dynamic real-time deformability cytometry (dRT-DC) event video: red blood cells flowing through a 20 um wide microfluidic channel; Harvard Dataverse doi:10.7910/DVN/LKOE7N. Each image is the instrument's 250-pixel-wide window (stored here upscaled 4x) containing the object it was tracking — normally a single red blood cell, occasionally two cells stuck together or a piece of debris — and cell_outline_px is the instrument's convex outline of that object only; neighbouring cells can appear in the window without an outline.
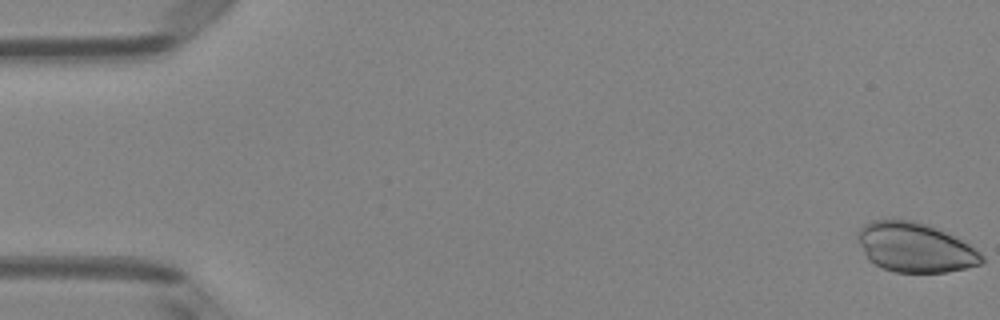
{"species": "Egyptian fruit bat (a non-hibernating species)", "species_latin": "Rousettus aegyptiacus", "temperature_condition": "room temperature", "stored_images_in_passage": 51, "camera_frame_rate_fps": 3000, "um_per_image_px": 0.085, "animal": {"sex": "female"}, "frame": {"image": 1, "passage_image": 1, "time_ms": 0.0, "image_size_px": [1000, 320], "cell_outline_px": [[984, 264], [948, 272], [896, 272], [884, 268], [868, 260], [856, 236], [856, 232], [864, 224], [872, 220], [892, 216], [912, 220], [924, 224], [944, 232], [968, 244], [980, 252], [984, 256]], "centroid_in_image_um": [77.74, 21.01], "position_along_channel_um": 7.3, "area_um2": 36.01}}